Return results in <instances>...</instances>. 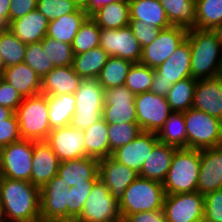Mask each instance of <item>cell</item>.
<instances>
[{
  "label": "cell",
  "instance_id": "6da1fadb",
  "mask_svg": "<svg viewBox=\"0 0 222 222\" xmlns=\"http://www.w3.org/2000/svg\"><path fill=\"white\" fill-rule=\"evenodd\" d=\"M98 174L99 160L92 157L61 162L58 174L40 189L41 222H74Z\"/></svg>",
  "mask_w": 222,
  "mask_h": 222
},
{
  "label": "cell",
  "instance_id": "7a4b0ae2",
  "mask_svg": "<svg viewBox=\"0 0 222 222\" xmlns=\"http://www.w3.org/2000/svg\"><path fill=\"white\" fill-rule=\"evenodd\" d=\"M0 192L7 222H41L38 187L28 181L0 177Z\"/></svg>",
  "mask_w": 222,
  "mask_h": 222
},
{
  "label": "cell",
  "instance_id": "3957f363",
  "mask_svg": "<svg viewBox=\"0 0 222 222\" xmlns=\"http://www.w3.org/2000/svg\"><path fill=\"white\" fill-rule=\"evenodd\" d=\"M186 39L191 49L193 79L213 78L222 73V46L215 30L189 29Z\"/></svg>",
  "mask_w": 222,
  "mask_h": 222
},
{
  "label": "cell",
  "instance_id": "277c9868",
  "mask_svg": "<svg viewBox=\"0 0 222 222\" xmlns=\"http://www.w3.org/2000/svg\"><path fill=\"white\" fill-rule=\"evenodd\" d=\"M200 150L177 148L162 185L165 195L197 191Z\"/></svg>",
  "mask_w": 222,
  "mask_h": 222
},
{
  "label": "cell",
  "instance_id": "5b68a950",
  "mask_svg": "<svg viewBox=\"0 0 222 222\" xmlns=\"http://www.w3.org/2000/svg\"><path fill=\"white\" fill-rule=\"evenodd\" d=\"M22 139L46 141L51 127L49 123L48 97L38 94L24 98L15 112Z\"/></svg>",
  "mask_w": 222,
  "mask_h": 222
},
{
  "label": "cell",
  "instance_id": "8992f818",
  "mask_svg": "<svg viewBox=\"0 0 222 222\" xmlns=\"http://www.w3.org/2000/svg\"><path fill=\"white\" fill-rule=\"evenodd\" d=\"M165 198L161 182L138 176L126 189L124 197L119 202L122 220L137 212L163 209Z\"/></svg>",
  "mask_w": 222,
  "mask_h": 222
},
{
  "label": "cell",
  "instance_id": "52a82bcc",
  "mask_svg": "<svg viewBox=\"0 0 222 222\" xmlns=\"http://www.w3.org/2000/svg\"><path fill=\"white\" fill-rule=\"evenodd\" d=\"M74 96L76 104L70 124L72 127L84 131L103 119L105 89L97 78L82 79Z\"/></svg>",
  "mask_w": 222,
  "mask_h": 222
},
{
  "label": "cell",
  "instance_id": "ba28073f",
  "mask_svg": "<svg viewBox=\"0 0 222 222\" xmlns=\"http://www.w3.org/2000/svg\"><path fill=\"white\" fill-rule=\"evenodd\" d=\"M187 148L208 149L222 145V121L204 111L190 108L183 112Z\"/></svg>",
  "mask_w": 222,
  "mask_h": 222
},
{
  "label": "cell",
  "instance_id": "9c48e42d",
  "mask_svg": "<svg viewBox=\"0 0 222 222\" xmlns=\"http://www.w3.org/2000/svg\"><path fill=\"white\" fill-rule=\"evenodd\" d=\"M74 222H122L119 203L105 184L98 179Z\"/></svg>",
  "mask_w": 222,
  "mask_h": 222
},
{
  "label": "cell",
  "instance_id": "30bf717a",
  "mask_svg": "<svg viewBox=\"0 0 222 222\" xmlns=\"http://www.w3.org/2000/svg\"><path fill=\"white\" fill-rule=\"evenodd\" d=\"M34 141L21 139L1 148L0 177L31 182Z\"/></svg>",
  "mask_w": 222,
  "mask_h": 222
},
{
  "label": "cell",
  "instance_id": "8fae6325",
  "mask_svg": "<svg viewBox=\"0 0 222 222\" xmlns=\"http://www.w3.org/2000/svg\"><path fill=\"white\" fill-rule=\"evenodd\" d=\"M137 123L142 131L157 133L173 112L164 96L151 91L135 96Z\"/></svg>",
  "mask_w": 222,
  "mask_h": 222
},
{
  "label": "cell",
  "instance_id": "7c38bea8",
  "mask_svg": "<svg viewBox=\"0 0 222 222\" xmlns=\"http://www.w3.org/2000/svg\"><path fill=\"white\" fill-rule=\"evenodd\" d=\"M166 222H203L204 195L199 192L165 195Z\"/></svg>",
  "mask_w": 222,
  "mask_h": 222
},
{
  "label": "cell",
  "instance_id": "4fadbf2b",
  "mask_svg": "<svg viewBox=\"0 0 222 222\" xmlns=\"http://www.w3.org/2000/svg\"><path fill=\"white\" fill-rule=\"evenodd\" d=\"M135 96L125 85L105 90L103 120L107 124L137 123Z\"/></svg>",
  "mask_w": 222,
  "mask_h": 222
},
{
  "label": "cell",
  "instance_id": "5bb4252c",
  "mask_svg": "<svg viewBox=\"0 0 222 222\" xmlns=\"http://www.w3.org/2000/svg\"><path fill=\"white\" fill-rule=\"evenodd\" d=\"M187 32V29L179 26L162 29L154 42L142 48L139 63L156 69L160 64L164 63L186 39Z\"/></svg>",
  "mask_w": 222,
  "mask_h": 222
},
{
  "label": "cell",
  "instance_id": "9a60e30c",
  "mask_svg": "<svg viewBox=\"0 0 222 222\" xmlns=\"http://www.w3.org/2000/svg\"><path fill=\"white\" fill-rule=\"evenodd\" d=\"M100 47L109 56L119 57L132 63H139L142 55L139 41L129 25L119 29H101Z\"/></svg>",
  "mask_w": 222,
  "mask_h": 222
},
{
  "label": "cell",
  "instance_id": "2e32d148",
  "mask_svg": "<svg viewBox=\"0 0 222 222\" xmlns=\"http://www.w3.org/2000/svg\"><path fill=\"white\" fill-rule=\"evenodd\" d=\"M61 162L88 157L85 152V137L82 130L71 125L54 128L45 141Z\"/></svg>",
  "mask_w": 222,
  "mask_h": 222
},
{
  "label": "cell",
  "instance_id": "e0dca14e",
  "mask_svg": "<svg viewBox=\"0 0 222 222\" xmlns=\"http://www.w3.org/2000/svg\"><path fill=\"white\" fill-rule=\"evenodd\" d=\"M99 179L119 203L125 189L139 176L138 172L115 160L112 156L99 160Z\"/></svg>",
  "mask_w": 222,
  "mask_h": 222
},
{
  "label": "cell",
  "instance_id": "ac0fdd59",
  "mask_svg": "<svg viewBox=\"0 0 222 222\" xmlns=\"http://www.w3.org/2000/svg\"><path fill=\"white\" fill-rule=\"evenodd\" d=\"M158 142L155 132L141 131L134 140L114 150L112 157L139 173L144 161Z\"/></svg>",
  "mask_w": 222,
  "mask_h": 222
},
{
  "label": "cell",
  "instance_id": "d6986e66",
  "mask_svg": "<svg viewBox=\"0 0 222 222\" xmlns=\"http://www.w3.org/2000/svg\"><path fill=\"white\" fill-rule=\"evenodd\" d=\"M222 189V145L200 150L197 192L202 195Z\"/></svg>",
  "mask_w": 222,
  "mask_h": 222
},
{
  "label": "cell",
  "instance_id": "ffe728a7",
  "mask_svg": "<svg viewBox=\"0 0 222 222\" xmlns=\"http://www.w3.org/2000/svg\"><path fill=\"white\" fill-rule=\"evenodd\" d=\"M189 77H192L191 49L189 41L185 39L164 63L154 69V79L165 80L173 85Z\"/></svg>",
  "mask_w": 222,
  "mask_h": 222
},
{
  "label": "cell",
  "instance_id": "44dd1931",
  "mask_svg": "<svg viewBox=\"0 0 222 222\" xmlns=\"http://www.w3.org/2000/svg\"><path fill=\"white\" fill-rule=\"evenodd\" d=\"M192 108L222 121V76L197 80Z\"/></svg>",
  "mask_w": 222,
  "mask_h": 222
},
{
  "label": "cell",
  "instance_id": "7402d4cb",
  "mask_svg": "<svg viewBox=\"0 0 222 222\" xmlns=\"http://www.w3.org/2000/svg\"><path fill=\"white\" fill-rule=\"evenodd\" d=\"M31 183L41 189L58 174L60 161L45 141H34Z\"/></svg>",
  "mask_w": 222,
  "mask_h": 222
},
{
  "label": "cell",
  "instance_id": "603a6c76",
  "mask_svg": "<svg viewBox=\"0 0 222 222\" xmlns=\"http://www.w3.org/2000/svg\"><path fill=\"white\" fill-rule=\"evenodd\" d=\"M82 78L71 66L54 67L41 79V94L58 96L60 94H74Z\"/></svg>",
  "mask_w": 222,
  "mask_h": 222
},
{
  "label": "cell",
  "instance_id": "cb8c5ba5",
  "mask_svg": "<svg viewBox=\"0 0 222 222\" xmlns=\"http://www.w3.org/2000/svg\"><path fill=\"white\" fill-rule=\"evenodd\" d=\"M48 19L38 10L10 22L8 29L23 43L41 42L47 34Z\"/></svg>",
  "mask_w": 222,
  "mask_h": 222
},
{
  "label": "cell",
  "instance_id": "d4e9b609",
  "mask_svg": "<svg viewBox=\"0 0 222 222\" xmlns=\"http://www.w3.org/2000/svg\"><path fill=\"white\" fill-rule=\"evenodd\" d=\"M176 149L172 145L158 142L144 161L139 176L163 183Z\"/></svg>",
  "mask_w": 222,
  "mask_h": 222
},
{
  "label": "cell",
  "instance_id": "484cf974",
  "mask_svg": "<svg viewBox=\"0 0 222 222\" xmlns=\"http://www.w3.org/2000/svg\"><path fill=\"white\" fill-rule=\"evenodd\" d=\"M2 79L13 86L23 98L41 93V78L24 62L5 68Z\"/></svg>",
  "mask_w": 222,
  "mask_h": 222
},
{
  "label": "cell",
  "instance_id": "4316f807",
  "mask_svg": "<svg viewBox=\"0 0 222 222\" xmlns=\"http://www.w3.org/2000/svg\"><path fill=\"white\" fill-rule=\"evenodd\" d=\"M128 2L130 20H140L145 26L152 24L161 30L172 26L159 0H135Z\"/></svg>",
  "mask_w": 222,
  "mask_h": 222
},
{
  "label": "cell",
  "instance_id": "83f0119b",
  "mask_svg": "<svg viewBox=\"0 0 222 222\" xmlns=\"http://www.w3.org/2000/svg\"><path fill=\"white\" fill-rule=\"evenodd\" d=\"M87 17L86 12L80 7L74 13H69L49 21L46 36L60 42L72 44L81 24Z\"/></svg>",
  "mask_w": 222,
  "mask_h": 222
},
{
  "label": "cell",
  "instance_id": "f1b7e54d",
  "mask_svg": "<svg viewBox=\"0 0 222 222\" xmlns=\"http://www.w3.org/2000/svg\"><path fill=\"white\" fill-rule=\"evenodd\" d=\"M101 29H119L129 25V2L120 0L102 6L90 16Z\"/></svg>",
  "mask_w": 222,
  "mask_h": 222
},
{
  "label": "cell",
  "instance_id": "f546056e",
  "mask_svg": "<svg viewBox=\"0 0 222 222\" xmlns=\"http://www.w3.org/2000/svg\"><path fill=\"white\" fill-rule=\"evenodd\" d=\"M172 26L195 28L196 0H159Z\"/></svg>",
  "mask_w": 222,
  "mask_h": 222
},
{
  "label": "cell",
  "instance_id": "4dcf8cb0",
  "mask_svg": "<svg viewBox=\"0 0 222 222\" xmlns=\"http://www.w3.org/2000/svg\"><path fill=\"white\" fill-rule=\"evenodd\" d=\"M85 152L88 157L103 159L110 156L108 124L102 119L83 131Z\"/></svg>",
  "mask_w": 222,
  "mask_h": 222
},
{
  "label": "cell",
  "instance_id": "1f68e13d",
  "mask_svg": "<svg viewBox=\"0 0 222 222\" xmlns=\"http://www.w3.org/2000/svg\"><path fill=\"white\" fill-rule=\"evenodd\" d=\"M109 55L99 47L81 54H74L72 67L82 79L97 78Z\"/></svg>",
  "mask_w": 222,
  "mask_h": 222
},
{
  "label": "cell",
  "instance_id": "d6a6232c",
  "mask_svg": "<svg viewBox=\"0 0 222 222\" xmlns=\"http://www.w3.org/2000/svg\"><path fill=\"white\" fill-rule=\"evenodd\" d=\"M76 99L74 94L48 96L49 123L51 129L66 127L71 124L75 113Z\"/></svg>",
  "mask_w": 222,
  "mask_h": 222
},
{
  "label": "cell",
  "instance_id": "836d02e7",
  "mask_svg": "<svg viewBox=\"0 0 222 222\" xmlns=\"http://www.w3.org/2000/svg\"><path fill=\"white\" fill-rule=\"evenodd\" d=\"M156 134L159 142L177 148H187L186 125L183 112L173 111Z\"/></svg>",
  "mask_w": 222,
  "mask_h": 222
},
{
  "label": "cell",
  "instance_id": "e575fe53",
  "mask_svg": "<svg viewBox=\"0 0 222 222\" xmlns=\"http://www.w3.org/2000/svg\"><path fill=\"white\" fill-rule=\"evenodd\" d=\"M132 64L128 60L109 56L97 77V81L105 90L124 85Z\"/></svg>",
  "mask_w": 222,
  "mask_h": 222
},
{
  "label": "cell",
  "instance_id": "d590c367",
  "mask_svg": "<svg viewBox=\"0 0 222 222\" xmlns=\"http://www.w3.org/2000/svg\"><path fill=\"white\" fill-rule=\"evenodd\" d=\"M197 80L192 77L179 80L172 85L166 99L172 111L185 112L192 108Z\"/></svg>",
  "mask_w": 222,
  "mask_h": 222
},
{
  "label": "cell",
  "instance_id": "8d00e7d4",
  "mask_svg": "<svg viewBox=\"0 0 222 222\" xmlns=\"http://www.w3.org/2000/svg\"><path fill=\"white\" fill-rule=\"evenodd\" d=\"M222 24V0H196L195 28L215 30Z\"/></svg>",
  "mask_w": 222,
  "mask_h": 222
},
{
  "label": "cell",
  "instance_id": "74e56055",
  "mask_svg": "<svg viewBox=\"0 0 222 222\" xmlns=\"http://www.w3.org/2000/svg\"><path fill=\"white\" fill-rule=\"evenodd\" d=\"M26 48L8 28L0 30V54L6 68L23 62Z\"/></svg>",
  "mask_w": 222,
  "mask_h": 222
},
{
  "label": "cell",
  "instance_id": "f35d334b",
  "mask_svg": "<svg viewBox=\"0 0 222 222\" xmlns=\"http://www.w3.org/2000/svg\"><path fill=\"white\" fill-rule=\"evenodd\" d=\"M101 28L88 16L75 35L72 48L74 54H81L100 46Z\"/></svg>",
  "mask_w": 222,
  "mask_h": 222
},
{
  "label": "cell",
  "instance_id": "ab89813d",
  "mask_svg": "<svg viewBox=\"0 0 222 222\" xmlns=\"http://www.w3.org/2000/svg\"><path fill=\"white\" fill-rule=\"evenodd\" d=\"M154 78V69L141 63H133L124 85L135 95L148 92Z\"/></svg>",
  "mask_w": 222,
  "mask_h": 222
},
{
  "label": "cell",
  "instance_id": "60d3db41",
  "mask_svg": "<svg viewBox=\"0 0 222 222\" xmlns=\"http://www.w3.org/2000/svg\"><path fill=\"white\" fill-rule=\"evenodd\" d=\"M41 43L54 67L71 66L73 64L74 52L71 44L47 36L44 37Z\"/></svg>",
  "mask_w": 222,
  "mask_h": 222
},
{
  "label": "cell",
  "instance_id": "b9f144b4",
  "mask_svg": "<svg viewBox=\"0 0 222 222\" xmlns=\"http://www.w3.org/2000/svg\"><path fill=\"white\" fill-rule=\"evenodd\" d=\"M142 129L138 123H112L108 124V139L110 143V156L118 147L128 144L134 140Z\"/></svg>",
  "mask_w": 222,
  "mask_h": 222
},
{
  "label": "cell",
  "instance_id": "7bdbcfd3",
  "mask_svg": "<svg viewBox=\"0 0 222 222\" xmlns=\"http://www.w3.org/2000/svg\"><path fill=\"white\" fill-rule=\"evenodd\" d=\"M23 62L34 70L41 79L54 68L41 42L27 44Z\"/></svg>",
  "mask_w": 222,
  "mask_h": 222
},
{
  "label": "cell",
  "instance_id": "ee69618b",
  "mask_svg": "<svg viewBox=\"0 0 222 222\" xmlns=\"http://www.w3.org/2000/svg\"><path fill=\"white\" fill-rule=\"evenodd\" d=\"M80 7L68 0H37L38 10L48 21L55 20L63 15L74 13Z\"/></svg>",
  "mask_w": 222,
  "mask_h": 222
},
{
  "label": "cell",
  "instance_id": "f6af8a7d",
  "mask_svg": "<svg viewBox=\"0 0 222 222\" xmlns=\"http://www.w3.org/2000/svg\"><path fill=\"white\" fill-rule=\"evenodd\" d=\"M203 222H222V189L204 195Z\"/></svg>",
  "mask_w": 222,
  "mask_h": 222
},
{
  "label": "cell",
  "instance_id": "bcb514c9",
  "mask_svg": "<svg viewBox=\"0 0 222 222\" xmlns=\"http://www.w3.org/2000/svg\"><path fill=\"white\" fill-rule=\"evenodd\" d=\"M129 26L133 35L139 41L141 48L154 42L161 31V29L154 27L152 24L145 26L140 20H130Z\"/></svg>",
  "mask_w": 222,
  "mask_h": 222
},
{
  "label": "cell",
  "instance_id": "7dc6e473",
  "mask_svg": "<svg viewBox=\"0 0 222 222\" xmlns=\"http://www.w3.org/2000/svg\"><path fill=\"white\" fill-rule=\"evenodd\" d=\"M19 123L15 113L0 123V148L21 140Z\"/></svg>",
  "mask_w": 222,
  "mask_h": 222
},
{
  "label": "cell",
  "instance_id": "c3c4849f",
  "mask_svg": "<svg viewBox=\"0 0 222 222\" xmlns=\"http://www.w3.org/2000/svg\"><path fill=\"white\" fill-rule=\"evenodd\" d=\"M23 99L13 86L2 78L0 79V106L6 107L15 113Z\"/></svg>",
  "mask_w": 222,
  "mask_h": 222
},
{
  "label": "cell",
  "instance_id": "681fc988",
  "mask_svg": "<svg viewBox=\"0 0 222 222\" xmlns=\"http://www.w3.org/2000/svg\"><path fill=\"white\" fill-rule=\"evenodd\" d=\"M36 7L37 0H11L9 7V24L11 21L21 18L35 10Z\"/></svg>",
  "mask_w": 222,
  "mask_h": 222
},
{
  "label": "cell",
  "instance_id": "f907efd6",
  "mask_svg": "<svg viewBox=\"0 0 222 222\" xmlns=\"http://www.w3.org/2000/svg\"><path fill=\"white\" fill-rule=\"evenodd\" d=\"M122 222H166L164 210L137 212L126 216Z\"/></svg>",
  "mask_w": 222,
  "mask_h": 222
},
{
  "label": "cell",
  "instance_id": "816d5d0a",
  "mask_svg": "<svg viewBox=\"0 0 222 222\" xmlns=\"http://www.w3.org/2000/svg\"><path fill=\"white\" fill-rule=\"evenodd\" d=\"M117 1H120V0H84L82 8L88 16H91L94 12H96L102 6L113 3V2H117Z\"/></svg>",
  "mask_w": 222,
  "mask_h": 222
},
{
  "label": "cell",
  "instance_id": "f5cc1de1",
  "mask_svg": "<svg viewBox=\"0 0 222 222\" xmlns=\"http://www.w3.org/2000/svg\"><path fill=\"white\" fill-rule=\"evenodd\" d=\"M171 87V83H168L165 80H155L153 78L150 91L154 94L166 97Z\"/></svg>",
  "mask_w": 222,
  "mask_h": 222
},
{
  "label": "cell",
  "instance_id": "db71d44e",
  "mask_svg": "<svg viewBox=\"0 0 222 222\" xmlns=\"http://www.w3.org/2000/svg\"><path fill=\"white\" fill-rule=\"evenodd\" d=\"M11 0H0V26L3 29L9 27V7Z\"/></svg>",
  "mask_w": 222,
  "mask_h": 222
},
{
  "label": "cell",
  "instance_id": "11a10c76",
  "mask_svg": "<svg viewBox=\"0 0 222 222\" xmlns=\"http://www.w3.org/2000/svg\"><path fill=\"white\" fill-rule=\"evenodd\" d=\"M14 112L6 107L0 106V123L8 119Z\"/></svg>",
  "mask_w": 222,
  "mask_h": 222
},
{
  "label": "cell",
  "instance_id": "9f6ffc18",
  "mask_svg": "<svg viewBox=\"0 0 222 222\" xmlns=\"http://www.w3.org/2000/svg\"><path fill=\"white\" fill-rule=\"evenodd\" d=\"M0 222H7L3 207H0Z\"/></svg>",
  "mask_w": 222,
  "mask_h": 222
},
{
  "label": "cell",
  "instance_id": "6f0895ef",
  "mask_svg": "<svg viewBox=\"0 0 222 222\" xmlns=\"http://www.w3.org/2000/svg\"><path fill=\"white\" fill-rule=\"evenodd\" d=\"M215 31L217 32V34H218V36H219V40H220L221 46H222V24L219 25V26L215 29Z\"/></svg>",
  "mask_w": 222,
  "mask_h": 222
},
{
  "label": "cell",
  "instance_id": "680465c9",
  "mask_svg": "<svg viewBox=\"0 0 222 222\" xmlns=\"http://www.w3.org/2000/svg\"><path fill=\"white\" fill-rule=\"evenodd\" d=\"M5 68H6V66H5V64H4V62H3V59H2V57H1V54H0V74H1V75L3 74Z\"/></svg>",
  "mask_w": 222,
  "mask_h": 222
},
{
  "label": "cell",
  "instance_id": "91938a15",
  "mask_svg": "<svg viewBox=\"0 0 222 222\" xmlns=\"http://www.w3.org/2000/svg\"><path fill=\"white\" fill-rule=\"evenodd\" d=\"M68 1L76 3L79 7H82L84 2V0H68Z\"/></svg>",
  "mask_w": 222,
  "mask_h": 222
},
{
  "label": "cell",
  "instance_id": "94428289",
  "mask_svg": "<svg viewBox=\"0 0 222 222\" xmlns=\"http://www.w3.org/2000/svg\"><path fill=\"white\" fill-rule=\"evenodd\" d=\"M0 207H3L2 203H1V192H0Z\"/></svg>",
  "mask_w": 222,
  "mask_h": 222
},
{
  "label": "cell",
  "instance_id": "6125c7cd",
  "mask_svg": "<svg viewBox=\"0 0 222 222\" xmlns=\"http://www.w3.org/2000/svg\"><path fill=\"white\" fill-rule=\"evenodd\" d=\"M0 168H1V148H0Z\"/></svg>",
  "mask_w": 222,
  "mask_h": 222
}]
</instances>
